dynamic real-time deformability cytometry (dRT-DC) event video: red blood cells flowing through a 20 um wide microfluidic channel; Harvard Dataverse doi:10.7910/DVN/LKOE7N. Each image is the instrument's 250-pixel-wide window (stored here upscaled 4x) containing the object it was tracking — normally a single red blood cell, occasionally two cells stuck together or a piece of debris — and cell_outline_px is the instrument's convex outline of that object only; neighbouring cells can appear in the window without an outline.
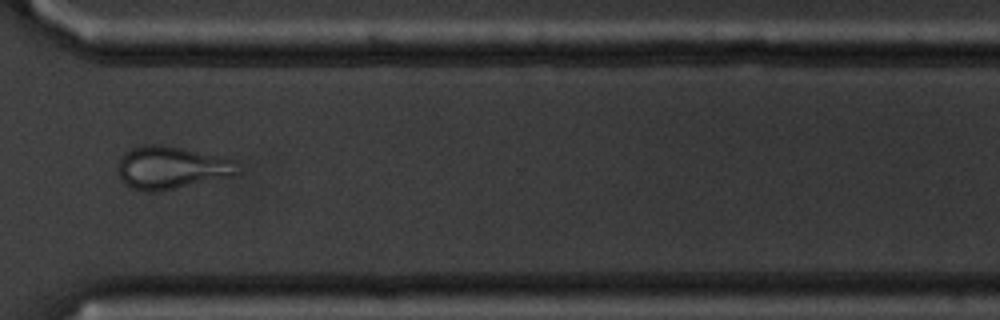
{"species": "common noctule bat (a hibernating species)", "species_latin": "Nyctalus noctula", "temperature_condition": "cold", "stored_images_in_passage": 16, "camera_frame_rate_fps": 3000, "um_per_image_px": 0.085, "animal": {"sex": "male", "body_mass_g": 20.1, "forearm_length_mm": 53.5}, "frame": {"image": 1, "passage_image": 12, "time_ms": 13.667, "image_size_px": [1000, 320], "cell_outline_px": [[240, 172], [232, 176], [152, 192], [144, 192], [132, 188], [124, 184], [116, 168], [124, 152], [132, 148], [148, 144], [156, 144], [184, 148], [220, 156], [228, 160]], "centroid_in_image_um": [14.47, 14.24], "position_along_channel_um": 356.1, "area_um2": 29.19}, "authors_computed_cell_mechanics": {"area_um2": 28.3509, "velocity_mm_per_s": 3.5353, "shape_relaxation_time_tau1_ms": null, "shape_relaxation_time_tau2_ms": 2.844, "deformation_change_tau1": null, "deformation_change_tau2": 0.0929}}